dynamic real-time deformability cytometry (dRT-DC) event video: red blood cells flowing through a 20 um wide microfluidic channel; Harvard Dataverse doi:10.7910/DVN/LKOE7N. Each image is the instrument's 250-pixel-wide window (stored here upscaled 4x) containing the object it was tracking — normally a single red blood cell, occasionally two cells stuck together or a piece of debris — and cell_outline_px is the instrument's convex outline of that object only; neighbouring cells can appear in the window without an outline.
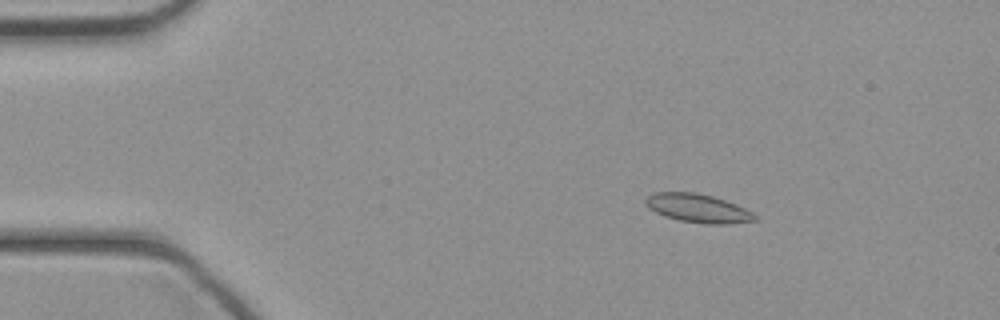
{"species": "common noctule bat (a hibernating species)", "species_latin": "Nyctalus noctula", "temperature_condition": "cold", "stored_images_in_passage": 44, "camera_frame_rate_fps": 3000, "um_per_image_px": 0.085, "animal": {"sex": "female", "body_mass_g": 21.9}, "frame": {"image": 1, "passage_image": 7, "time_ms": 2.0, "image_size_px": [1000, 320], "cell_outline_px": [[756, 220], [728, 224], [708, 224], [680, 220], [656, 212], [648, 208], [644, 200], [652, 192], [696, 192], [712, 196], [736, 204], [752, 212], [756, 216]], "centroid_in_image_um": [59.31, 17.69], "position_along_channel_um": 25.7, "area_um2": 17.98}}
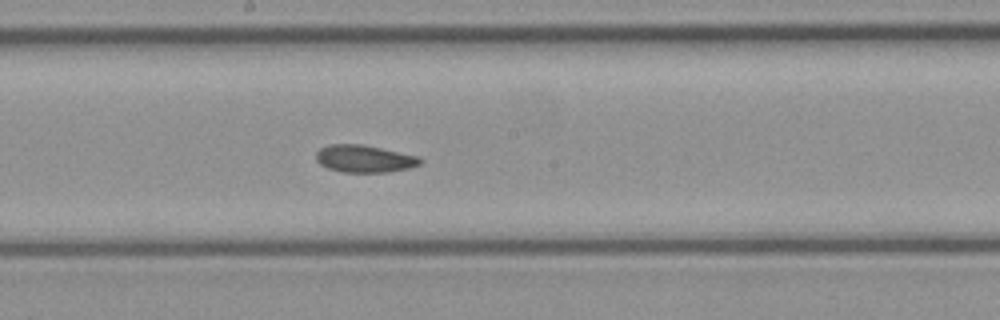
{"frame": {"image": 2, "passage_image": 24, "time_ms": 7.667, "image_size_px": [1000, 320], "cell_outline_px": [[424, 160], [420, 164], [408, 168], [388, 172], [344, 172], [328, 168], [320, 164], [316, 160], [316, 152], [320, 148], [328, 144], [364, 144], [420, 156]], "centroid_in_image_um": [30.99, 13.48], "position_along_channel_um": 217.2, "area_um2": 16.76}}
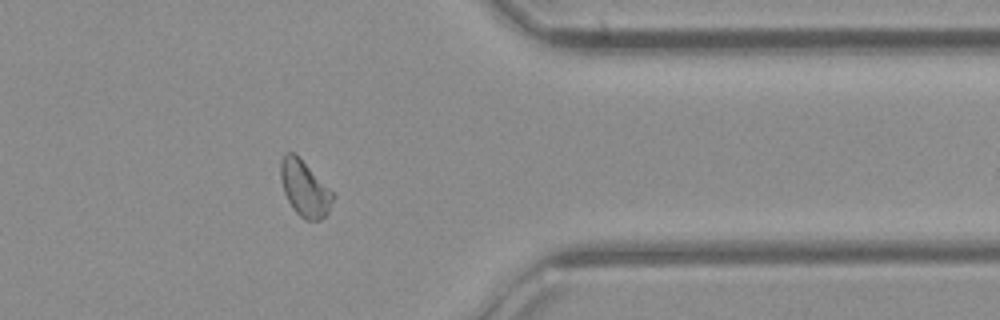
{"frame": {"image": 3, "passage_image": 36, "time_ms": 11.667, "image_size_px": [1000, 320], "cell_outline_px": [[336, 196], [328, 212], [320, 220], [304, 220], [292, 208], [284, 192], [280, 176], [280, 160], [284, 152], [292, 152], [336, 192]], "centroid_in_image_um": [25.93, 16.03], "position_along_channel_um": 385.5, "area_um2": 17.17}}